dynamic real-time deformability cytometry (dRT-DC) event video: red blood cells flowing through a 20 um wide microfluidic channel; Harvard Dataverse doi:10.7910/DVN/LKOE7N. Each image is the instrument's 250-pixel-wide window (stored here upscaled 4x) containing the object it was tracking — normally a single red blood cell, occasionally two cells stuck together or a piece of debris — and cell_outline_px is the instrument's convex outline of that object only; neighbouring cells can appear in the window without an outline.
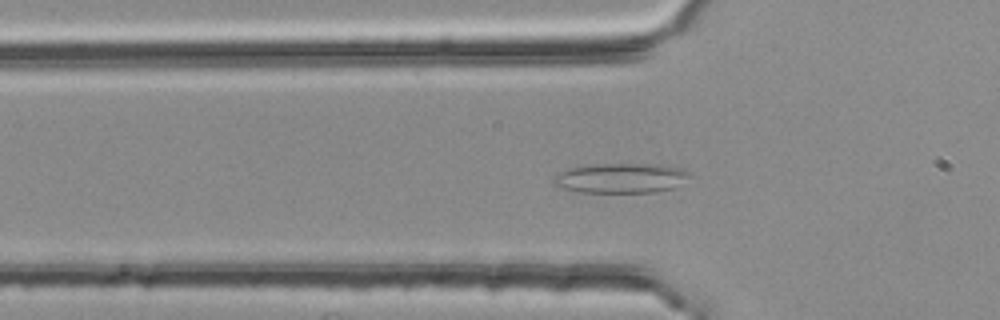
{"species": "common noctule bat (a hibernating species)", "species_latin": "Nyctalus noctula", "temperature_condition": "room temperature", "stored_images_in_passage": 52, "camera_frame_rate_fps": 3000, "um_per_image_px": 0.085, "animal": {"sex": "female", "body_mass_g": 25.1}, "frame": {"image": 1, "passage_image": 17, "time_ms": 5.333, "image_size_px": [1000, 320], "cell_outline_px": [[688, 176], [672, 188], [656, 192], [580, 192], [560, 188], [552, 184], [552, 176], [560, 172], [572, 168], [596, 164], [656, 164], [680, 168], [688, 172]], "centroid_in_image_um": [52.68, 15.14], "position_along_channel_um": 73.1, "area_um2": 23.35}}
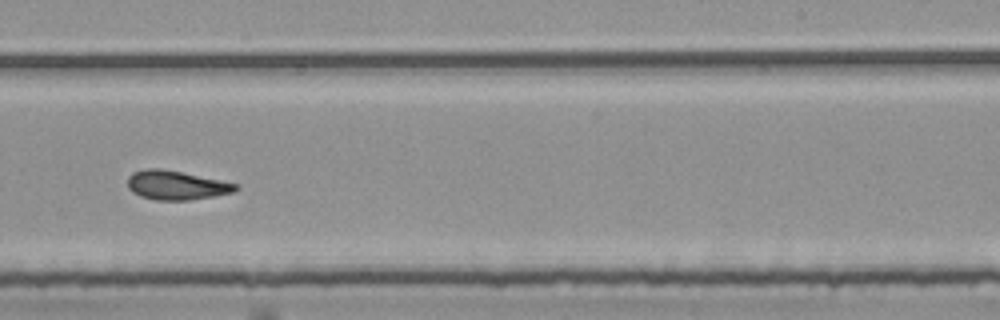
{"frame": {"image": 2, "passage_image": 33, "time_ms": 10.667, "image_size_px": [1000, 320], "cell_outline_px": [[240, 188], [232, 192], [212, 196], [188, 200], [156, 200], [140, 196], [132, 192], [128, 188], [128, 176], [132, 172], [148, 168], [160, 168], [180, 172], [236, 184]], "centroid_in_image_um": [14.91, 15.74], "position_along_channel_um": 274.1, "area_um2": 17.98}}
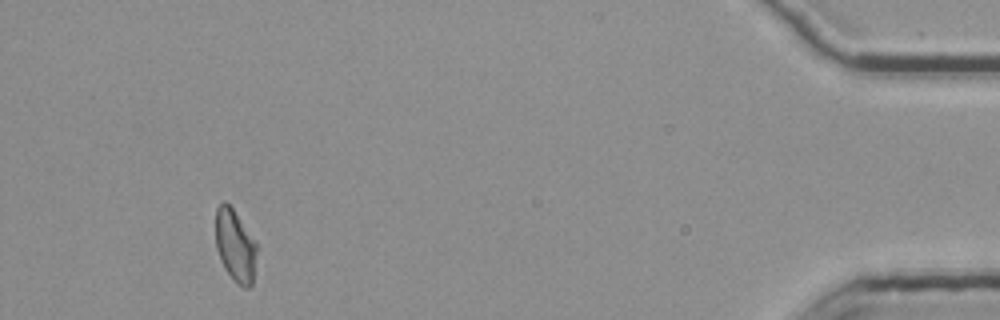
{"frame": {"image": 3, "passage_image": 50, "time_ms": 16.333, "image_size_px": [1000, 320], "cell_outline_px": [[256, 252], [252, 284], [248, 288], [244, 288], [236, 284], [224, 268], [220, 260], [216, 248], [216, 208], [224, 200], [232, 208], [256, 244]], "centroid_in_image_um": [19.96, 20.92], "position_along_channel_um": 415.2, "area_um2": 16.99}, "authors_computed_cell_mechanics": {"area_um2": 18.4093, "velocity_mm_per_s": 3.7576, "shape_relaxation_time_tau1_ms": null, "shape_relaxation_time_tau2_ms": 3.4519, "deformation_change_tau1": null, "deformation_change_tau2": 0.1154}}